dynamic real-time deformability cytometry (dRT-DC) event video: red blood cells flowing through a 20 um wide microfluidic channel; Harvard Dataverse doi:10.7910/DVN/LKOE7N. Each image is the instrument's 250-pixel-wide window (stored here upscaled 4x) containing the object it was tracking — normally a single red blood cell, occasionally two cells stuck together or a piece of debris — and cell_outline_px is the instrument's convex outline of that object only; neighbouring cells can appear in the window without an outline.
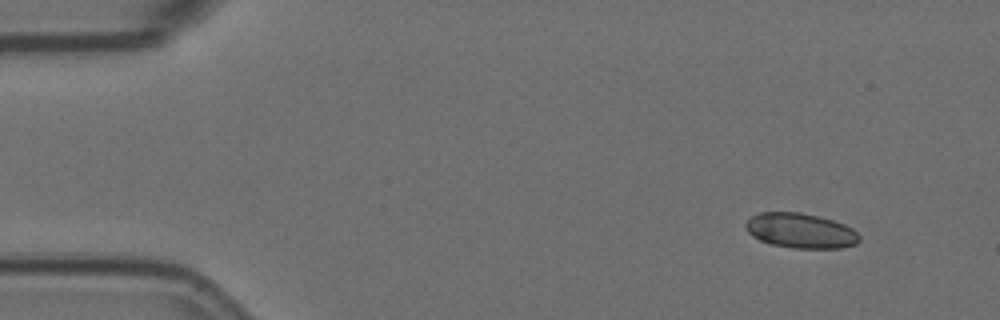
{"species": "Egyptian fruit bat (a non-hibernating species)", "species_latin": "Rousettus aegyptiacus", "temperature_condition": "room temperature", "stored_images_in_passage": 5, "segment_of_instrument_passage": [1, 2], "camera_frame_rate_fps": 3000, "um_per_image_px": 0.085, "animal": {"sex": "female"}, "frame": {"image": 1, "passage_image": 1, "time_ms": 0.0, "image_size_px": [1000, 320], "cell_outline_px": [[860, 240], [856, 244], [840, 248], [792, 248], [772, 244], [760, 240], [752, 236], [748, 232], [744, 224], [752, 216], [760, 212], [800, 212], [820, 216], [844, 224], [852, 228], [860, 236]], "centroid_in_image_um": [68.05, 19.6], "position_along_channel_um": 16.9, "area_um2": 23.18}}
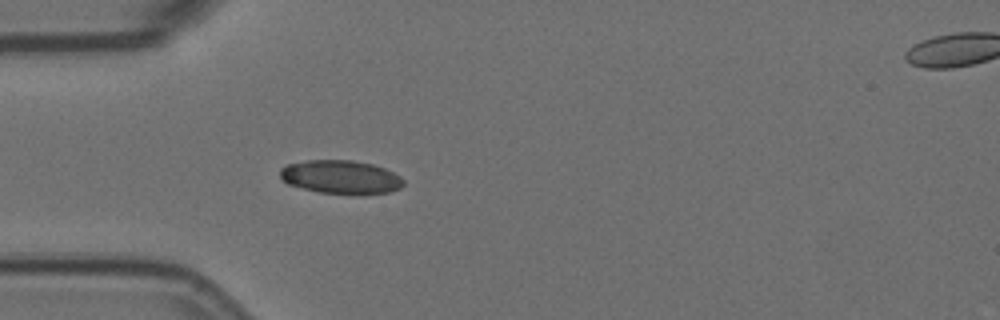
{"frame": {"image": 2, "passage_image": 4, "time_ms": 1.0, "image_size_px": [1000, 320], "cell_outline_px": [[404, 184], [400, 188], [388, 192], [360, 196], [320, 192], [288, 184], [280, 176], [280, 168], [288, 164], [308, 160], [352, 160], [372, 164], [384, 168], [400, 176], [404, 180]], "centroid_in_image_um": [29.0, 15.06], "position_along_channel_um": 56.0, "area_um2": 24.33}}